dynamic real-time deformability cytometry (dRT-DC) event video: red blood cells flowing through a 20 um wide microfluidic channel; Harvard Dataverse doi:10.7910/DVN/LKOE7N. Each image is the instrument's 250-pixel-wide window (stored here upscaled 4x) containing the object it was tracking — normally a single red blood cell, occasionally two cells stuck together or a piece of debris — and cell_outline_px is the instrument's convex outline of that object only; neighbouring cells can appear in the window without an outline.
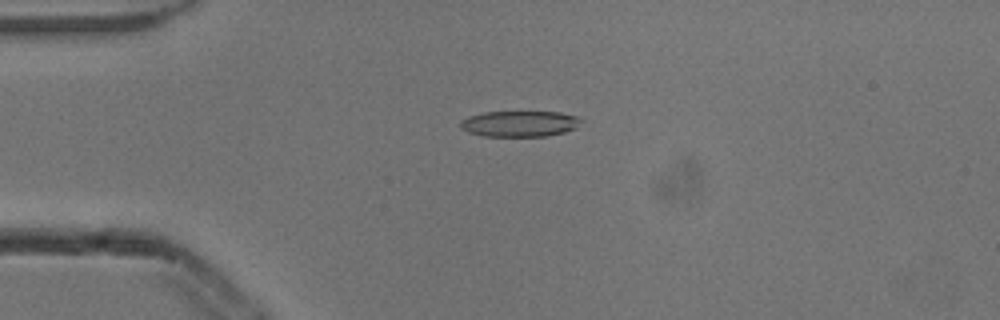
{"species": "common noctule bat (a hibernating species)", "species_latin": "Nyctalus noctula", "temperature_condition": "cold", "stored_images_in_passage": 5, "camera_frame_rate_fps": 3000, "um_per_image_px": 0.085, "animal": {"sex": "male", "body_mass_g": 13.3}, "frame": {"image": 1, "passage_image": 4, "time_ms": 1.0, "image_size_px": [1000, 320], "cell_outline_px": [[584, 120], [576, 128], [564, 132], [544, 136], [484, 136], [468, 132], [460, 128], [460, 120], [468, 116], [484, 112], [560, 112], [580, 116]], "centroid_in_image_um": [44.19, 10.51], "position_along_channel_um": 40.8, "area_um2": 18.38}}